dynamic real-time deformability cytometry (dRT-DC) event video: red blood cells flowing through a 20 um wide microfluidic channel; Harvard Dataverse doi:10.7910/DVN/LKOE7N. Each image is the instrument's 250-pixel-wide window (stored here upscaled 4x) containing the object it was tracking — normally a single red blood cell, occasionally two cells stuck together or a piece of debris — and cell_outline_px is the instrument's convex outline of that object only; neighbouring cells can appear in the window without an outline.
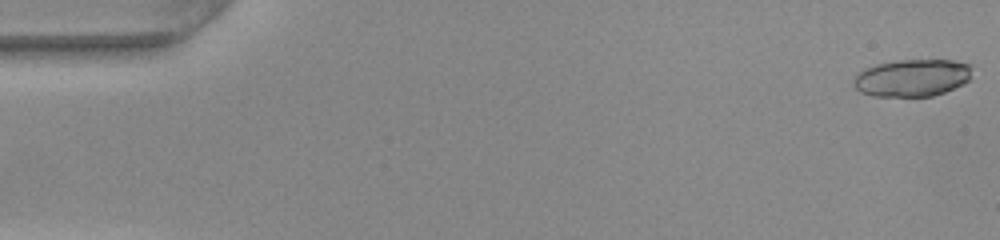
{"species": "common noctule bat (a hibernating species)", "species_latin": "Nyctalus noctula", "temperature_condition": "warm", "stored_images_in_passage": 50, "camera_frame_rate_fps": 3000, "um_per_image_px": 0.085, "animal": {"sex": "female", "body_mass_g": 22.0, "forearm_length_mm": 56.7}, "frame": {"image": 1, "passage_image": 1, "time_ms": 0.0, "image_size_px": [1000, 240], "cell_outline_px": [[972, 64], [968, 80], [964, 84], [944, 92], [932, 96], [872, 96], [860, 92], [852, 84], [852, 80], [864, 68], [876, 64], [892, 60], [952, 60]], "centroid_in_image_um": [77.51, 6.61], "position_along_channel_um": 7.5, "area_um2": 25.89}}
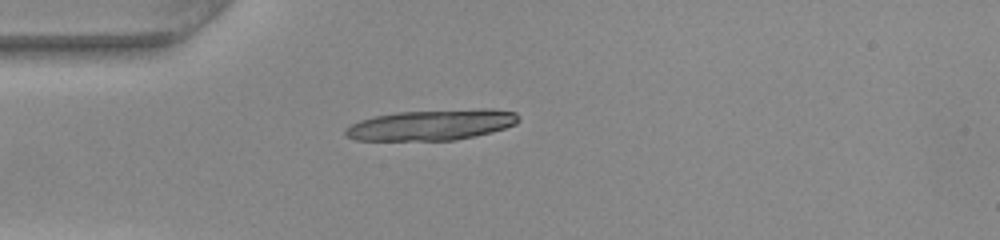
{"frame": {"image": 2, "passage_image": 14, "time_ms": 4.333, "image_size_px": [1000, 240], "cell_outline_px": [[520, 120], [516, 124], [492, 132], [456, 140], [356, 140], [344, 136], [344, 128], [360, 120], [376, 116], [396, 112], [480, 108], [492, 108], [516, 112], [520, 116]], "centroid_in_image_um": [36.72, 10.6], "position_along_channel_um": 48.3, "area_um2": 31.27}}